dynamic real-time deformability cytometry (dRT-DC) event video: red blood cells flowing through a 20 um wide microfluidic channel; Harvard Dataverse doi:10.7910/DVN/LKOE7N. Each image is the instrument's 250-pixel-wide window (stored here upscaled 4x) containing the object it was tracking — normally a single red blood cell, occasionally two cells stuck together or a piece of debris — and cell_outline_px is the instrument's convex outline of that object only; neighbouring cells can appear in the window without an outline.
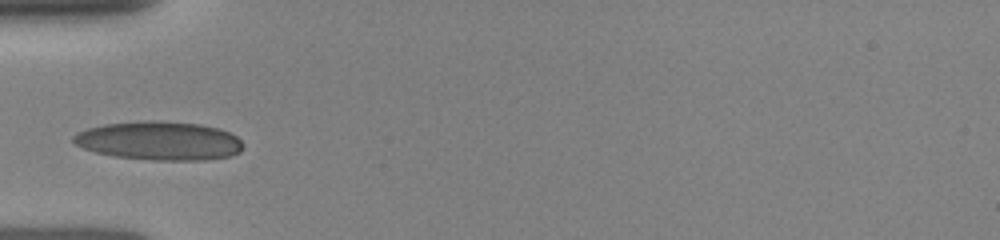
{"species": "human", "species_latin": "Homo sapiens", "temperature_condition": "room temperature", "stored_images_in_passage": 37, "camera_frame_rate_fps": 3000, "um_per_image_px": 0.085, "donor": {"sex": "female"}, "frame": {"image": 1, "passage_image": 1, "time_ms": 0.0, "image_size_px": [1000, 240], "cell_outline_px": [[244, 148], [240, 152], [232, 156], [204, 160], [152, 160], [116, 156], [96, 152], [84, 148], [76, 144], [72, 140], [72, 136], [76, 132], [88, 128], [104, 124], [148, 120], [152, 120], [200, 124], [220, 128], [236, 136], [244, 144]], "centroid_in_image_um": [13.57, 11.96], "position_along_channel_um": 71.4, "area_um2": 38.38}}
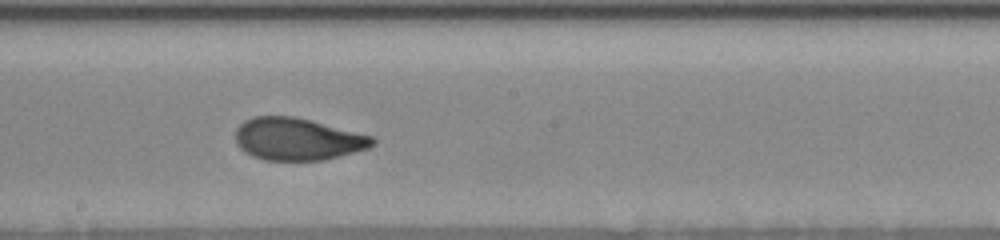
{"frame": {"image": 2, "passage_image": 17, "time_ms": 3.667, "image_size_px": [1000, 240], "cell_outline_px": [[376, 144], [368, 148], [324, 160], [264, 160], [252, 156], [244, 152], [236, 144], [236, 128], [244, 120], [252, 116], [296, 116], [372, 136], [376, 140]], "centroid_in_image_um": [25.26, 11.82], "position_along_channel_um": 222.9, "area_um2": 33.87}}
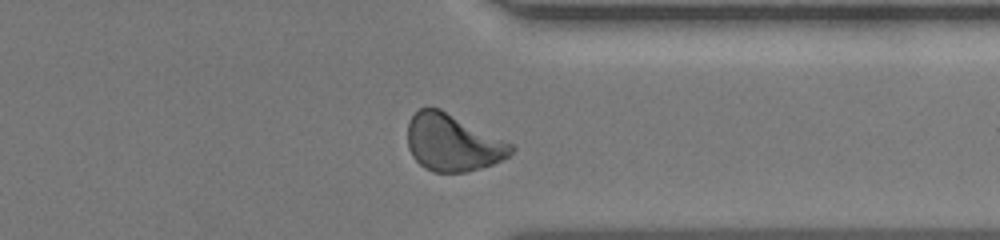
{"frame": {"image": 3, "passage_image": 32, "time_ms": 7.333, "image_size_px": [1000, 240], "cell_outline_px": [[516, 148], [508, 156], [492, 164], [468, 172], [432, 172], [424, 168], [412, 156], [408, 148], [408, 120], [420, 108], [440, 108], [512, 144]], "centroid_in_image_um": [38.45, 12.14], "position_along_channel_um": 372.9, "area_um2": 34.16}}